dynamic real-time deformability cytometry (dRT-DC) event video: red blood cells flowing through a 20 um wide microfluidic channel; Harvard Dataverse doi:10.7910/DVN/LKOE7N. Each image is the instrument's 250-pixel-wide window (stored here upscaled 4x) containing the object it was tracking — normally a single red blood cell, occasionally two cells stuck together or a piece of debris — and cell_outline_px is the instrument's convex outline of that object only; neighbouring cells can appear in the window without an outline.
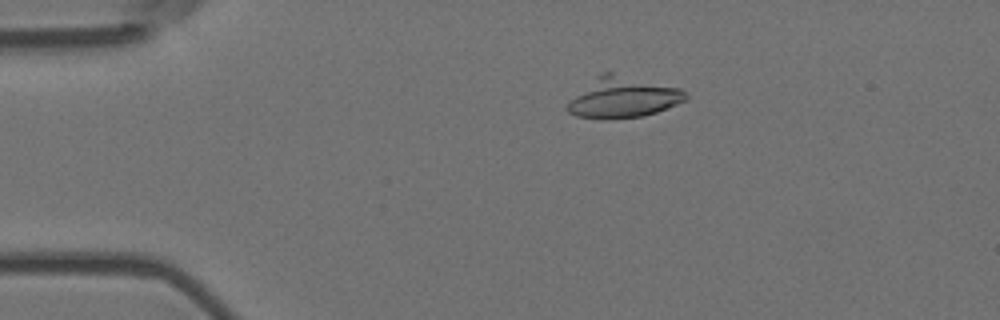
{"species": "Egyptian fruit bat (a non-hibernating species)", "species_latin": "Rousettus aegyptiacus", "temperature_condition": "room temperature", "stored_images_in_passage": 39, "camera_frame_rate_fps": 3000, "um_per_image_px": 0.085, "animal": {"sex": "female"}, "frame": {"image": 1, "passage_image": 10, "time_ms": 3.0, "image_size_px": [1000, 320], "cell_outline_px": [[688, 100], [656, 112], [644, 116], [604, 120], [576, 116], [568, 112], [564, 108], [600, 72], [612, 72], [680, 88], [688, 96]], "centroid_in_image_um": [52.98, 8.3], "position_along_channel_um": 32.0, "area_um2": 27.86}}
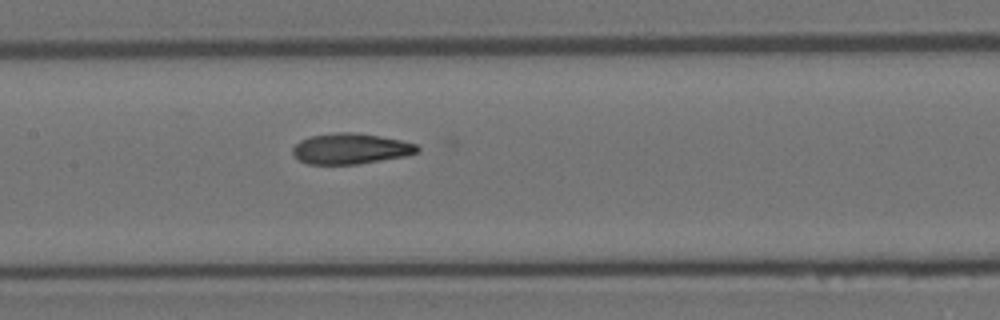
{"frame": {"image": 2, "passage_image": 26, "time_ms": 8.333, "image_size_px": [1000, 320], "cell_outline_px": [[420, 148], [416, 152], [408, 156], [356, 164], [308, 164], [300, 160], [292, 152], [292, 148], [300, 140], [312, 136], [336, 132], [356, 132], [380, 136], [400, 140], [416, 144]], "centroid_in_image_um": [29.81, 12.63], "position_along_channel_um": 177.6, "area_um2": 22.2}}
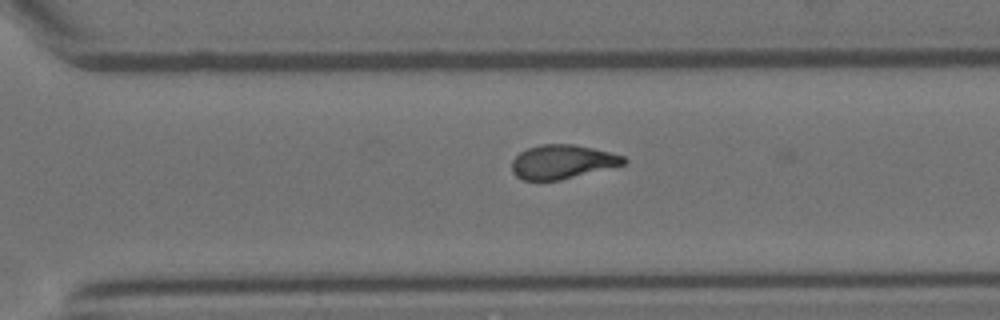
{"frame": {"image": 3, "passage_image": 38, "time_ms": 12.333, "image_size_px": [1000, 320], "cell_outline_px": [[628, 160], [624, 164], [560, 180], [520, 180], [512, 172], [512, 160], [520, 152], [528, 148], [540, 144], [572, 144], [612, 152], [624, 156]], "centroid_in_image_um": [47.78, 13.75], "position_along_channel_um": 322.8, "area_um2": 22.08}}